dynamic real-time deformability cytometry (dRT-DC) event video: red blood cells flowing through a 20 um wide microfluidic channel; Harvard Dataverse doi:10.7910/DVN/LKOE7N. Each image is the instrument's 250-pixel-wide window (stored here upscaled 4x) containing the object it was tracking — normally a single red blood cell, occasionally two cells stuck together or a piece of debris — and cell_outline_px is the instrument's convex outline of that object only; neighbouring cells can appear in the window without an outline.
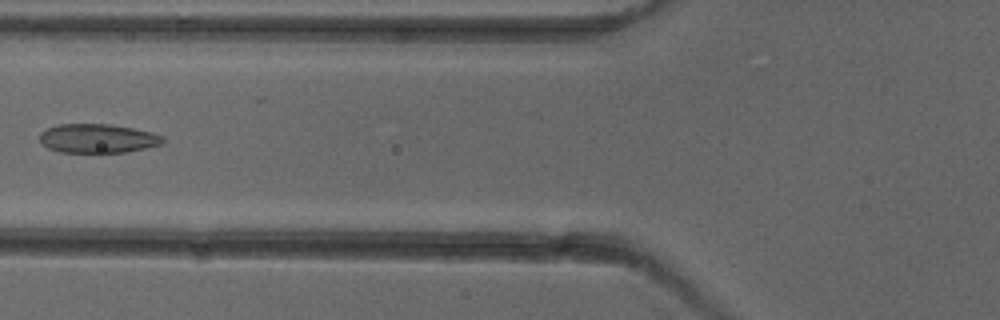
{"species": "common noctule bat (a hibernating species)", "species_latin": "Nyctalus noctula", "temperature_condition": "cold", "stored_images_in_passage": 3, "camera_frame_rate_fps": 3000, "um_per_image_px": 0.085, "animal": {"sex": "female"}, "frame": {"image": 1, "passage_image": 3, "time_ms": 2.333, "image_size_px": [1000, 320], "cell_outline_px": [[164, 140], [160, 144], [144, 148], [124, 152], [60, 152], [48, 148], [40, 140], [40, 132], [48, 128], [60, 124], [108, 124], [132, 128], [152, 132], [164, 136]], "centroid_in_image_um": [8.3, 11.76], "position_along_channel_um": 117.5, "area_um2": 20.58}}